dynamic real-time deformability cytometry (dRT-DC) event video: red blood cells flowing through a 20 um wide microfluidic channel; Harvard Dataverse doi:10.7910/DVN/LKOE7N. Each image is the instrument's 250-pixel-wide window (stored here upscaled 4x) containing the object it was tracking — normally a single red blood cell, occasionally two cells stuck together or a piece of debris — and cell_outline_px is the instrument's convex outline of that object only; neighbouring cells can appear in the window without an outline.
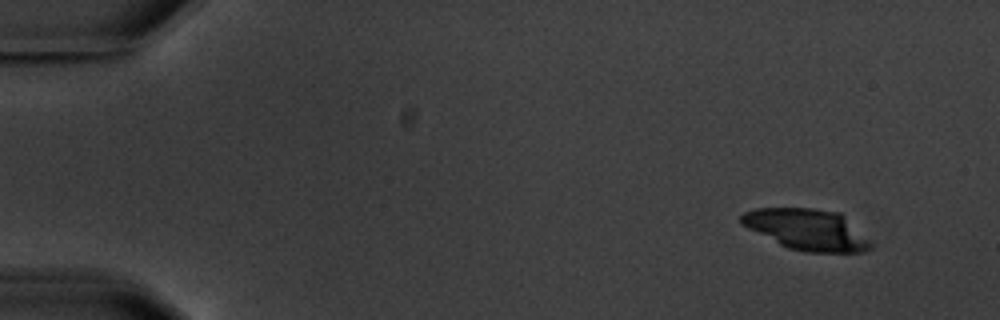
{"species": "common noctule bat (a hibernating species)", "species_latin": "Nyctalus noctula", "temperature_condition": "warm", "stored_images_in_passage": 7, "camera_frame_rate_fps": 3000, "um_per_image_px": 0.085, "animal": {"sex": "male", "body_mass_g": 20.1, "forearm_length_mm": 53.5}, "frame": {"image": 1, "passage_image": 1, "time_ms": 0.0, "image_size_px": [1000, 320], "cell_outline_px": [[872, 248], [868, 252], [804, 252], [788, 248], [740, 224], [740, 216], [744, 212], [756, 208], [812, 208], [840, 212], [872, 240]], "centroid_in_image_um": [68.65, 19.51], "position_along_channel_um": 16.4, "area_um2": 31.21}}